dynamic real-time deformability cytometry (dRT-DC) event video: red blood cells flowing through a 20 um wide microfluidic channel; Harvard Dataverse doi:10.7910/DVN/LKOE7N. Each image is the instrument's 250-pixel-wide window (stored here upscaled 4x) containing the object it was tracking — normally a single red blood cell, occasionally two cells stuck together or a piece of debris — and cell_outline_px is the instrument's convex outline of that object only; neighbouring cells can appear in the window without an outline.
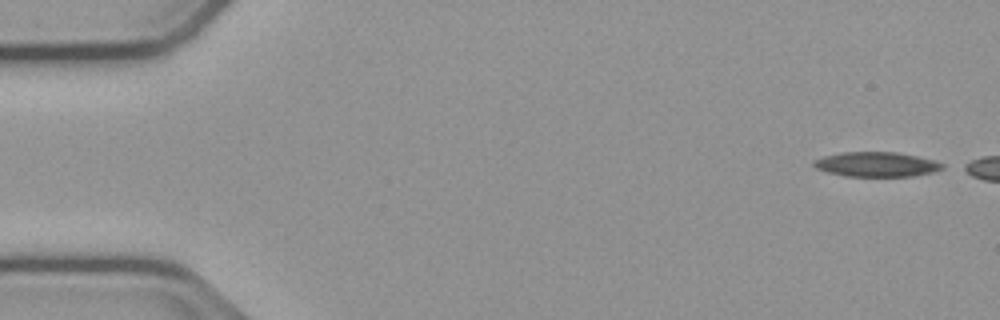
{"species": "common noctule bat (a hibernating species)", "species_latin": "Nyctalus noctula", "temperature_condition": "cold", "stored_images_in_passage": 5, "camera_frame_rate_fps": 3000, "um_per_image_px": 0.085, "animal": {"sex": "male", "body_mass_g": 23.1, "forearm_length_mm": 52.7}, "frame": {"image": 1, "passage_image": 1, "time_ms": 0.0, "image_size_px": [1000, 320], "cell_outline_px": [[944, 168], [932, 172], [916, 176], [844, 176], [828, 172], [816, 168], [812, 164], [812, 160], [824, 156], [844, 152], [896, 152], [916, 156], [932, 160], [944, 164]], "centroid_in_image_um": [74.48, 13.97], "position_along_channel_um": 10.5, "area_um2": 18.44}}